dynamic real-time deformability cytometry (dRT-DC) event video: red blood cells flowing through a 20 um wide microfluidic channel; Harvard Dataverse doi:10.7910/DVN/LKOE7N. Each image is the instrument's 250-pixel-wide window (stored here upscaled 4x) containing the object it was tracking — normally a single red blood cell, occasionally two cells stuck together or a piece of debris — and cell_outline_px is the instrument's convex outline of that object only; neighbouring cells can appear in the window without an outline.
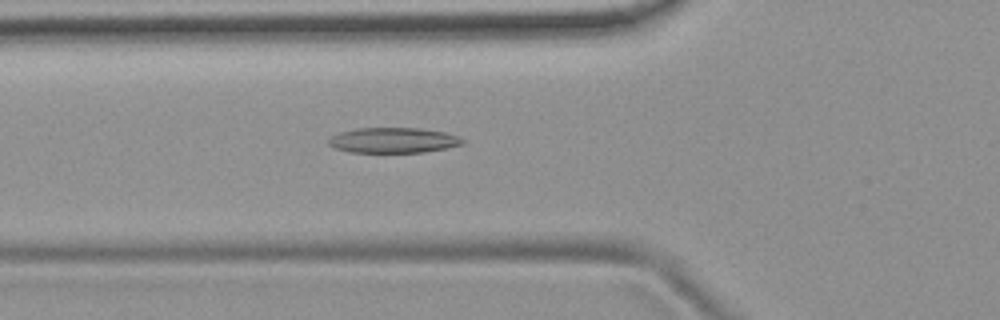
{"species": "common noctule bat (a hibernating species)", "species_latin": "Nyctalus noctula", "temperature_condition": "room temperature", "stored_images_in_passage": 50, "camera_frame_rate_fps": 3000, "um_per_image_px": 0.085, "animal": {"sex": "female", "body_mass_g": 19.9}, "frame": {"image": 1, "passage_image": 18, "time_ms": 5.667, "image_size_px": [1000, 320], "cell_outline_px": [[468, 140], [464, 144], [424, 152], [348, 152], [336, 148], [328, 144], [328, 140], [332, 136], [340, 132], [360, 128], [420, 128], [444, 132], [460, 136]], "centroid_in_image_um": [33.48, 11.92], "position_along_channel_um": 92.3, "area_um2": 19.77}}
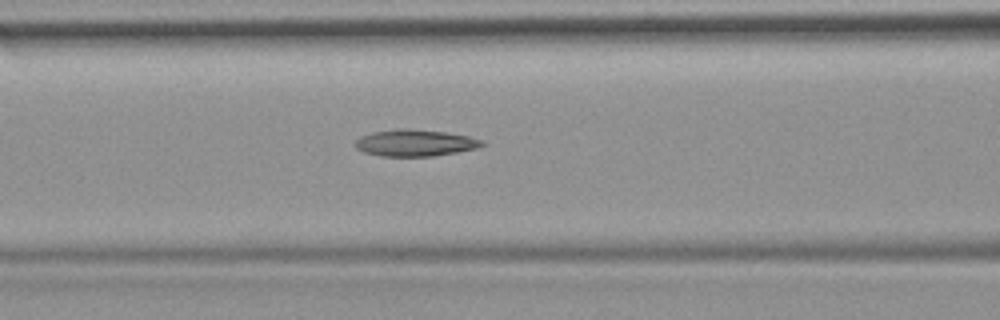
{"frame": {"image": 2, "passage_image": 21, "time_ms": 6.667, "image_size_px": [1000, 320], "cell_outline_px": [[488, 144], [476, 148], [456, 152], [432, 156], [380, 156], [364, 152], [356, 148], [356, 140], [360, 136], [372, 132], [392, 128], [408, 128], [444, 132], [468, 136], [484, 140]], "centroid_in_image_um": [35.28, 12.13], "position_along_channel_um": 131.3, "area_um2": 19.83}}
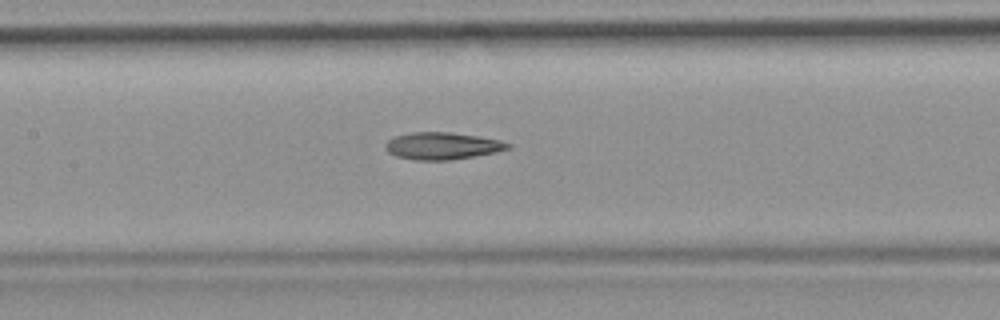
{"frame": {"image": 3, "passage_image": 24, "time_ms": 7.667, "image_size_px": [1000, 320], "cell_outline_px": [[512, 148], [496, 152], [452, 160], [412, 160], [396, 156], [388, 152], [384, 148], [384, 144], [388, 140], [396, 136], [412, 132], [448, 132], [480, 136], [500, 140], [512, 144]], "centroid_in_image_um": [37.61, 12.4], "position_along_channel_um": 169.8, "area_um2": 19.54}}